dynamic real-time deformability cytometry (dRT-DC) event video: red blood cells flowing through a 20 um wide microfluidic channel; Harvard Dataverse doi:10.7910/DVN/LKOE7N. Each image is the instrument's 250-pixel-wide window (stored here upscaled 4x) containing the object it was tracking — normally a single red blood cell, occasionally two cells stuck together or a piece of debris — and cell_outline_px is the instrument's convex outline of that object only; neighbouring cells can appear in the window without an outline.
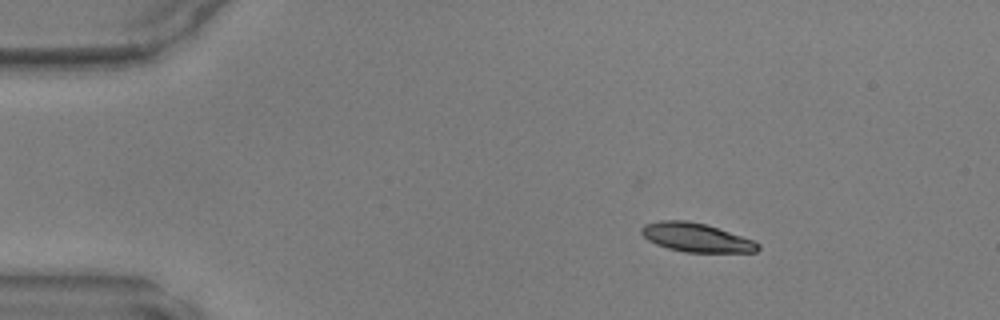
{"species": "common noctule bat (a hibernating species)", "species_latin": "Nyctalus noctula", "temperature_condition": "warm", "stored_images_in_passage": 47, "camera_frame_rate_fps": 3000, "um_per_image_px": 0.085, "animal": {"sex": "male", "body_mass_g": 17.9, "forearm_length_mm": 54.2}, "frame": {"image": 1, "passage_image": 7, "time_ms": 2.0, "image_size_px": [1000, 320], "cell_outline_px": [[760, 248], [756, 252], [684, 252], [668, 248], [656, 244], [648, 240], [640, 232], [640, 228], [644, 224], [660, 220], [688, 220], [704, 224], [752, 240], [760, 244]], "centroid_in_image_um": [59.13, 20.19], "position_along_channel_um": 25.9, "area_um2": 19.36}}
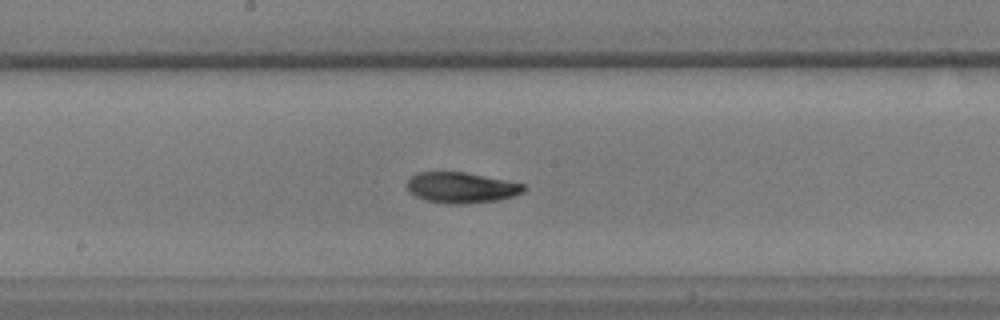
{"frame": {"image": 2, "passage_image": 25, "time_ms": 8.0, "image_size_px": [1000, 320], "cell_outline_px": [[528, 188], [524, 192], [512, 196], [496, 200], [468, 204], [448, 204], [424, 200], [408, 192], [408, 180], [416, 172], [464, 172], [524, 184]], "centroid_in_image_um": [39.2, 15.96], "position_along_channel_um": 209.0, "area_um2": 20.87}}
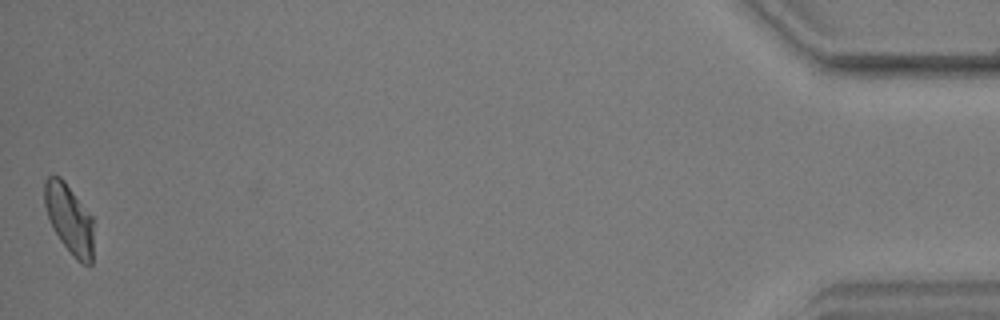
{"frame": {"image": 3, "passage_image": 47, "time_ms": 15.333, "image_size_px": [1000, 320], "cell_outline_px": [[92, 264], [84, 264], [76, 260], [60, 240], [48, 216], [44, 204], [44, 180], [48, 176], [60, 176], [64, 180], [92, 216]], "centroid_in_image_um": [5.88, 18.58], "position_along_channel_um": 429.3, "area_um2": 19.54}}